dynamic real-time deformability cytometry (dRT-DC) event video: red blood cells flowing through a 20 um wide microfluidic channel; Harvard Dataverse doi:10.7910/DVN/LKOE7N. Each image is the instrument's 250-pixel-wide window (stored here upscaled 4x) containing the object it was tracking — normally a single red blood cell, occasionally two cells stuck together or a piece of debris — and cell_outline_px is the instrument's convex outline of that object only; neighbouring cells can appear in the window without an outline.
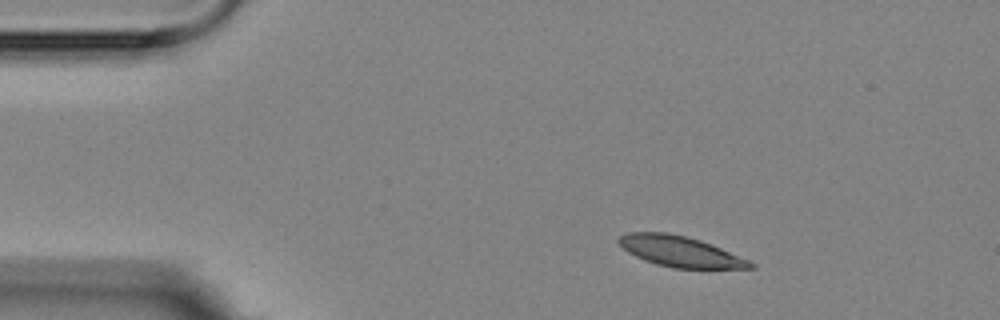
{"species": "Egyptian fruit bat (a non-hibernating species)", "species_latin": "Rousettus aegyptiacus", "temperature_condition": "room temperature", "stored_images_in_passage": 4, "camera_frame_rate_fps": 3000, "um_per_image_px": 0.085, "animal": {"sex": "female"}, "frame": {"image": 1, "passage_image": 2, "time_ms": 1.333, "image_size_px": [1000, 320], "cell_outline_px": [[756, 268], [672, 268], [656, 264], [644, 260], [628, 252], [616, 240], [620, 236], [628, 232], [668, 232], [700, 240], [712, 244], [748, 260], [756, 264]], "centroid_in_image_um": [57.8, 21.37], "position_along_channel_um": 27.2, "area_um2": 23.35}}